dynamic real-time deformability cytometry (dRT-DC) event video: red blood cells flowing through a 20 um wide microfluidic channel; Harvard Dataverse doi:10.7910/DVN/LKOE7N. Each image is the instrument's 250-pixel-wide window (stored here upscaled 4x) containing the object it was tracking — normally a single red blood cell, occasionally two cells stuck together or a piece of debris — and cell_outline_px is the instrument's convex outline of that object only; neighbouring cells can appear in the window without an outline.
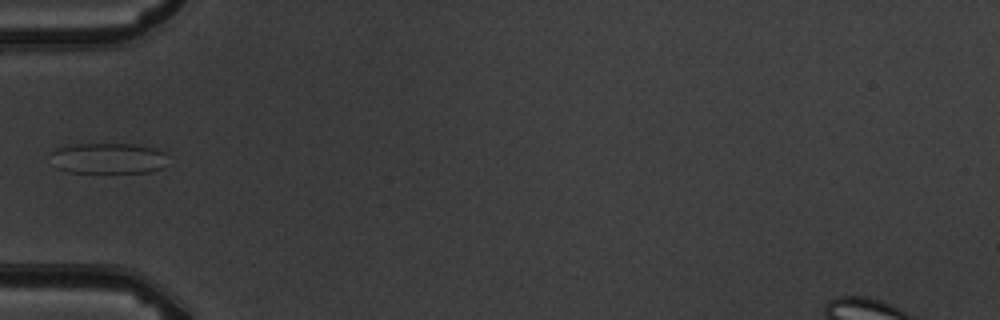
{"species": "common noctule bat (a hibernating species)", "species_latin": "Nyctalus noctula", "temperature_condition": "warm", "stored_images_in_passage": 1, "camera_frame_rate_fps": 3000, "um_per_image_px": 0.085, "animal": {"sex": "male", "body_mass_g": 19.5, "forearm_length_mm": 54.6}, "frame": {"image": 1, "passage_image": 1, "time_ms": 0.0, "image_size_px": [1000, 320], "cell_outline_px": [[164, 152], [160, 168], [148, 172], [68, 172], [56, 168], [48, 152], [56, 148], [68, 144], [136, 144], [156, 148]], "centroid_in_image_um": [9.06, 13.44], "position_along_channel_um": 75.9, "area_um2": 20.92}}